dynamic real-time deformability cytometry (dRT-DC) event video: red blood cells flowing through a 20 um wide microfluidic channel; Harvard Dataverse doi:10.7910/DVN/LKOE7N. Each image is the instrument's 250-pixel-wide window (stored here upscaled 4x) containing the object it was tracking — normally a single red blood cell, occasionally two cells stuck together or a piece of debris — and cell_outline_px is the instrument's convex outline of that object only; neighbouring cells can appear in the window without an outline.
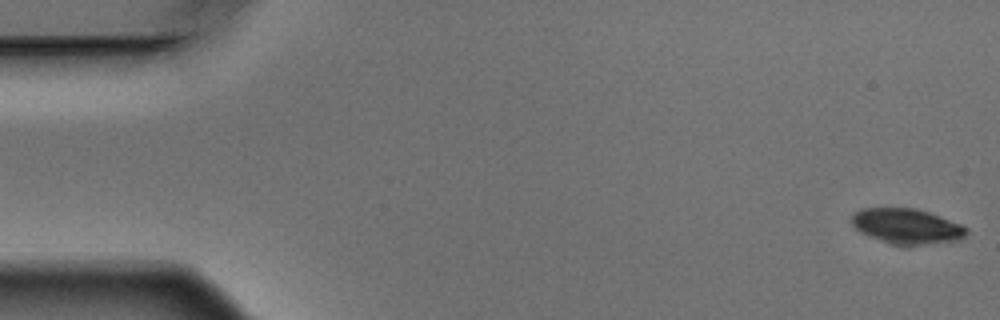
{"species": "Egyptian fruit bat (a non-hibernating species)", "species_latin": "Rousettus aegyptiacus", "temperature_condition": "warm", "stored_images_in_passage": 6, "camera_frame_rate_fps": 3000, "um_per_image_px": 0.085, "animal": {"sex": "male"}, "frame": {"image": 1, "passage_image": 1, "time_ms": 0.0, "image_size_px": [1000, 320], "cell_outline_px": [[968, 232], [960, 240], [924, 244], [892, 244], [868, 236], [860, 232], [852, 224], [852, 212], [860, 208], [916, 208], [928, 212], [960, 224], [968, 228]], "centroid_in_image_um": [77.05, 19.21], "position_along_channel_um": 8.0, "area_um2": 23.35}}